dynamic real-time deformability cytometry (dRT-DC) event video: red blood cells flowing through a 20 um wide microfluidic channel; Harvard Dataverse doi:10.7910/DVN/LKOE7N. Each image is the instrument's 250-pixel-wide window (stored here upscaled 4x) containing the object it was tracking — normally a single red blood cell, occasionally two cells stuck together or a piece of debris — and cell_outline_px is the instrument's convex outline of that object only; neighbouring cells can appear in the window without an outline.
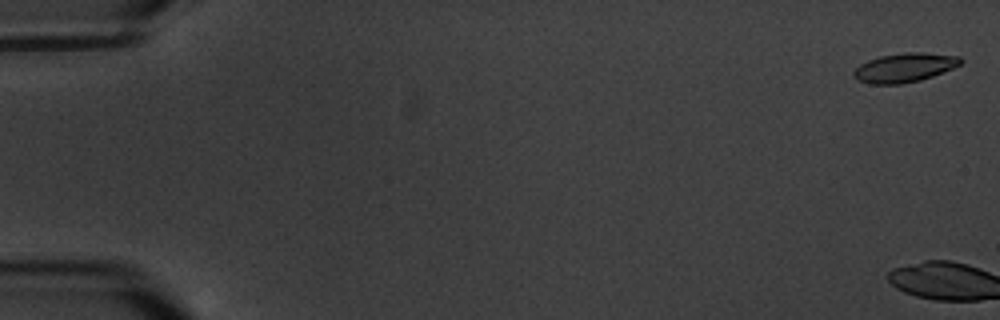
{"species": "common noctule bat (a hibernating species)", "species_latin": "Nyctalus noctula", "temperature_condition": "warm", "stored_images_in_passage": 8, "camera_frame_rate_fps": 3000, "um_per_image_px": 0.085, "animal": {"sex": "male", "body_mass_g": 20.1, "forearm_length_mm": 53.5}, "frame": {"image": 1, "passage_image": 1, "time_ms": 0.0, "image_size_px": [1000, 320], "cell_outline_px": [[964, 60], [960, 64], [952, 68], [932, 76], [920, 80], [900, 84], [868, 84], [856, 80], [852, 76], [852, 72], [860, 64], [868, 60], [880, 56], [904, 52], [924, 52], [960, 56]], "centroid_in_image_um": [76.85, 5.74], "position_along_channel_um": 8.1, "area_um2": 18.26}}